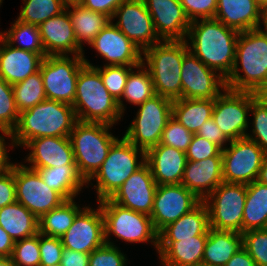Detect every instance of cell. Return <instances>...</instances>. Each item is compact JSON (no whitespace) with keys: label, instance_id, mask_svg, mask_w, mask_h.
I'll return each instance as SVG.
<instances>
[{"label":"cell","instance_id":"1","mask_svg":"<svg viewBox=\"0 0 267 266\" xmlns=\"http://www.w3.org/2000/svg\"><path fill=\"white\" fill-rule=\"evenodd\" d=\"M199 20L190 23L186 39L188 48L203 64L219 71V75L226 80L234 66L240 32L215 18Z\"/></svg>","mask_w":267,"mask_h":266},{"label":"cell","instance_id":"2","mask_svg":"<svg viewBox=\"0 0 267 266\" xmlns=\"http://www.w3.org/2000/svg\"><path fill=\"white\" fill-rule=\"evenodd\" d=\"M225 84L226 88L234 91L256 94L267 86L266 30L260 27L239 33L234 66Z\"/></svg>","mask_w":267,"mask_h":266},{"label":"cell","instance_id":"3","mask_svg":"<svg viewBox=\"0 0 267 266\" xmlns=\"http://www.w3.org/2000/svg\"><path fill=\"white\" fill-rule=\"evenodd\" d=\"M76 122L71 104L46 99L19 114L13 143L24 146L35 138L69 137Z\"/></svg>","mask_w":267,"mask_h":266},{"label":"cell","instance_id":"4","mask_svg":"<svg viewBox=\"0 0 267 266\" xmlns=\"http://www.w3.org/2000/svg\"><path fill=\"white\" fill-rule=\"evenodd\" d=\"M77 121L112 125L123 117L118 101L108 92L100 73L85 65L78 74L72 105Z\"/></svg>","mask_w":267,"mask_h":266},{"label":"cell","instance_id":"5","mask_svg":"<svg viewBox=\"0 0 267 266\" xmlns=\"http://www.w3.org/2000/svg\"><path fill=\"white\" fill-rule=\"evenodd\" d=\"M188 51L186 41L167 40L143 51L142 61L150 72L155 94L172 101L182 98V62Z\"/></svg>","mask_w":267,"mask_h":266},{"label":"cell","instance_id":"6","mask_svg":"<svg viewBox=\"0 0 267 266\" xmlns=\"http://www.w3.org/2000/svg\"><path fill=\"white\" fill-rule=\"evenodd\" d=\"M112 125L77 121L70 141L78 173L87 183L100 169L108 151L118 139L109 133Z\"/></svg>","mask_w":267,"mask_h":266},{"label":"cell","instance_id":"7","mask_svg":"<svg viewBox=\"0 0 267 266\" xmlns=\"http://www.w3.org/2000/svg\"><path fill=\"white\" fill-rule=\"evenodd\" d=\"M144 164L145 151L137 148L123 136L113 143L107 158L87 184L89 185L93 179L96 180V185L93 187L97 191L98 202L109 199Z\"/></svg>","mask_w":267,"mask_h":266},{"label":"cell","instance_id":"8","mask_svg":"<svg viewBox=\"0 0 267 266\" xmlns=\"http://www.w3.org/2000/svg\"><path fill=\"white\" fill-rule=\"evenodd\" d=\"M104 218L105 242L112 245L109 236L125 242H150L158 249V232L149 215L124 208L110 199L98 202ZM109 238V239H108Z\"/></svg>","mask_w":267,"mask_h":266},{"label":"cell","instance_id":"9","mask_svg":"<svg viewBox=\"0 0 267 266\" xmlns=\"http://www.w3.org/2000/svg\"><path fill=\"white\" fill-rule=\"evenodd\" d=\"M171 99L153 95L141 105L124 137L137 148L147 151L160 144L167 121L172 117Z\"/></svg>","mask_w":267,"mask_h":266},{"label":"cell","instance_id":"10","mask_svg":"<svg viewBox=\"0 0 267 266\" xmlns=\"http://www.w3.org/2000/svg\"><path fill=\"white\" fill-rule=\"evenodd\" d=\"M84 56H46L40 73L48 100L73 105L79 71L85 66Z\"/></svg>","mask_w":267,"mask_h":266},{"label":"cell","instance_id":"11","mask_svg":"<svg viewBox=\"0 0 267 266\" xmlns=\"http://www.w3.org/2000/svg\"><path fill=\"white\" fill-rule=\"evenodd\" d=\"M247 185L222 182L203 202L209 212V226L242 234Z\"/></svg>","mask_w":267,"mask_h":266},{"label":"cell","instance_id":"12","mask_svg":"<svg viewBox=\"0 0 267 266\" xmlns=\"http://www.w3.org/2000/svg\"><path fill=\"white\" fill-rule=\"evenodd\" d=\"M265 153L253 140L243 137L222 150L223 181L248 185L257 181Z\"/></svg>","mask_w":267,"mask_h":266},{"label":"cell","instance_id":"13","mask_svg":"<svg viewBox=\"0 0 267 266\" xmlns=\"http://www.w3.org/2000/svg\"><path fill=\"white\" fill-rule=\"evenodd\" d=\"M258 95L225 88L223 93L215 98L212 119L230 141L246 136L249 126L247 115L251 102Z\"/></svg>","mask_w":267,"mask_h":266},{"label":"cell","instance_id":"14","mask_svg":"<svg viewBox=\"0 0 267 266\" xmlns=\"http://www.w3.org/2000/svg\"><path fill=\"white\" fill-rule=\"evenodd\" d=\"M17 202L24 205L38 220L47 212L62 205L66 199L49 188L39 173L23 164H14Z\"/></svg>","mask_w":267,"mask_h":266},{"label":"cell","instance_id":"15","mask_svg":"<svg viewBox=\"0 0 267 266\" xmlns=\"http://www.w3.org/2000/svg\"><path fill=\"white\" fill-rule=\"evenodd\" d=\"M114 18H118L114 25L142 52L162 41L155 30L144 0L122 2L117 7L112 21Z\"/></svg>","mask_w":267,"mask_h":266},{"label":"cell","instance_id":"16","mask_svg":"<svg viewBox=\"0 0 267 266\" xmlns=\"http://www.w3.org/2000/svg\"><path fill=\"white\" fill-rule=\"evenodd\" d=\"M201 200L182 184L158 185L150 215L159 233L168 224L194 209Z\"/></svg>","mask_w":267,"mask_h":266},{"label":"cell","instance_id":"17","mask_svg":"<svg viewBox=\"0 0 267 266\" xmlns=\"http://www.w3.org/2000/svg\"><path fill=\"white\" fill-rule=\"evenodd\" d=\"M181 82L182 98L187 99H215L226 88L225 79L203 64L190 50L183 58Z\"/></svg>","mask_w":267,"mask_h":266},{"label":"cell","instance_id":"18","mask_svg":"<svg viewBox=\"0 0 267 266\" xmlns=\"http://www.w3.org/2000/svg\"><path fill=\"white\" fill-rule=\"evenodd\" d=\"M60 238L64 248L87 254L105 244L104 218L100 205L95 210L83 207Z\"/></svg>","mask_w":267,"mask_h":266},{"label":"cell","instance_id":"19","mask_svg":"<svg viewBox=\"0 0 267 266\" xmlns=\"http://www.w3.org/2000/svg\"><path fill=\"white\" fill-rule=\"evenodd\" d=\"M157 184L145 163L109 199L127 209L151 215Z\"/></svg>","mask_w":267,"mask_h":266},{"label":"cell","instance_id":"20","mask_svg":"<svg viewBox=\"0 0 267 266\" xmlns=\"http://www.w3.org/2000/svg\"><path fill=\"white\" fill-rule=\"evenodd\" d=\"M107 66H138L142 61V51L110 22L89 44Z\"/></svg>","mask_w":267,"mask_h":266},{"label":"cell","instance_id":"21","mask_svg":"<svg viewBox=\"0 0 267 266\" xmlns=\"http://www.w3.org/2000/svg\"><path fill=\"white\" fill-rule=\"evenodd\" d=\"M161 40L186 41L190 20L180 0H144Z\"/></svg>","mask_w":267,"mask_h":266},{"label":"cell","instance_id":"22","mask_svg":"<svg viewBox=\"0 0 267 266\" xmlns=\"http://www.w3.org/2000/svg\"><path fill=\"white\" fill-rule=\"evenodd\" d=\"M38 27L46 56L67 54L84 56V48L77 42L74 28L66 10L44 21Z\"/></svg>","mask_w":267,"mask_h":266},{"label":"cell","instance_id":"23","mask_svg":"<svg viewBox=\"0 0 267 266\" xmlns=\"http://www.w3.org/2000/svg\"><path fill=\"white\" fill-rule=\"evenodd\" d=\"M31 150L25 162L29 168H48L63 165H76L69 137H41L24 145Z\"/></svg>","mask_w":267,"mask_h":266},{"label":"cell","instance_id":"24","mask_svg":"<svg viewBox=\"0 0 267 266\" xmlns=\"http://www.w3.org/2000/svg\"><path fill=\"white\" fill-rule=\"evenodd\" d=\"M145 163L157 185L181 184L187 157L181 150L158 144L145 152Z\"/></svg>","mask_w":267,"mask_h":266},{"label":"cell","instance_id":"25","mask_svg":"<svg viewBox=\"0 0 267 266\" xmlns=\"http://www.w3.org/2000/svg\"><path fill=\"white\" fill-rule=\"evenodd\" d=\"M223 181L222 157H210L200 161H187L181 184L201 201Z\"/></svg>","mask_w":267,"mask_h":266},{"label":"cell","instance_id":"26","mask_svg":"<svg viewBox=\"0 0 267 266\" xmlns=\"http://www.w3.org/2000/svg\"><path fill=\"white\" fill-rule=\"evenodd\" d=\"M46 54H37L22 50L0 40V77L10 85L25 80L29 75L39 71Z\"/></svg>","mask_w":267,"mask_h":266},{"label":"cell","instance_id":"27","mask_svg":"<svg viewBox=\"0 0 267 266\" xmlns=\"http://www.w3.org/2000/svg\"><path fill=\"white\" fill-rule=\"evenodd\" d=\"M214 18L229 28L244 32L260 28L264 23V10L256 0H217Z\"/></svg>","mask_w":267,"mask_h":266},{"label":"cell","instance_id":"28","mask_svg":"<svg viewBox=\"0 0 267 266\" xmlns=\"http://www.w3.org/2000/svg\"><path fill=\"white\" fill-rule=\"evenodd\" d=\"M208 234L179 241H158L159 259L163 266H196L203 260Z\"/></svg>","mask_w":267,"mask_h":266},{"label":"cell","instance_id":"29","mask_svg":"<svg viewBox=\"0 0 267 266\" xmlns=\"http://www.w3.org/2000/svg\"><path fill=\"white\" fill-rule=\"evenodd\" d=\"M209 228V212L206 204L201 201L189 213L164 227L158 233V241H179L208 234Z\"/></svg>","mask_w":267,"mask_h":266},{"label":"cell","instance_id":"30","mask_svg":"<svg viewBox=\"0 0 267 266\" xmlns=\"http://www.w3.org/2000/svg\"><path fill=\"white\" fill-rule=\"evenodd\" d=\"M65 10L70 17L77 42L82 48L83 43L90 44L101 30L112 22L108 15L92 11L78 2L67 3Z\"/></svg>","mask_w":267,"mask_h":266},{"label":"cell","instance_id":"31","mask_svg":"<svg viewBox=\"0 0 267 266\" xmlns=\"http://www.w3.org/2000/svg\"><path fill=\"white\" fill-rule=\"evenodd\" d=\"M243 248V235L234 231L209 228L202 262L224 266L232 256Z\"/></svg>","mask_w":267,"mask_h":266},{"label":"cell","instance_id":"32","mask_svg":"<svg viewBox=\"0 0 267 266\" xmlns=\"http://www.w3.org/2000/svg\"><path fill=\"white\" fill-rule=\"evenodd\" d=\"M0 226L14 241L39 233L38 218L17 201L0 209Z\"/></svg>","mask_w":267,"mask_h":266},{"label":"cell","instance_id":"33","mask_svg":"<svg viewBox=\"0 0 267 266\" xmlns=\"http://www.w3.org/2000/svg\"><path fill=\"white\" fill-rule=\"evenodd\" d=\"M36 170L44 183L60 193L66 200H72L82 190L85 180L78 173L76 165L59 167L31 168Z\"/></svg>","mask_w":267,"mask_h":266},{"label":"cell","instance_id":"34","mask_svg":"<svg viewBox=\"0 0 267 266\" xmlns=\"http://www.w3.org/2000/svg\"><path fill=\"white\" fill-rule=\"evenodd\" d=\"M215 99H187L173 101L172 117L191 133L196 134L204 122L212 118Z\"/></svg>","mask_w":267,"mask_h":266},{"label":"cell","instance_id":"35","mask_svg":"<svg viewBox=\"0 0 267 266\" xmlns=\"http://www.w3.org/2000/svg\"><path fill=\"white\" fill-rule=\"evenodd\" d=\"M267 222V185L254 181L247 185L242 233L264 229Z\"/></svg>","mask_w":267,"mask_h":266},{"label":"cell","instance_id":"36","mask_svg":"<svg viewBox=\"0 0 267 266\" xmlns=\"http://www.w3.org/2000/svg\"><path fill=\"white\" fill-rule=\"evenodd\" d=\"M136 69L138 70L134 71L132 69L130 71L124 92L121 99L118 101L122 115L125 111L123 99L138 106L155 95L153 81L148 68L142 62L140 65L136 66Z\"/></svg>","mask_w":267,"mask_h":266},{"label":"cell","instance_id":"37","mask_svg":"<svg viewBox=\"0 0 267 266\" xmlns=\"http://www.w3.org/2000/svg\"><path fill=\"white\" fill-rule=\"evenodd\" d=\"M82 209L72 200H66L59 207L44 214L39 220V233L50 237H61L72 225Z\"/></svg>","mask_w":267,"mask_h":266},{"label":"cell","instance_id":"38","mask_svg":"<svg viewBox=\"0 0 267 266\" xmlns=\"http://www.w3.org/2000/svg\"><path fill=\"white\" fill-rule=\"evenodd\" d=\"M8 31L2 33V38L15 48L46 54L42 45L39 27L15 20ZM18 45L16 46L15 44Z\"/></svg>","mask_w":267,"mask_h":266},{"label":"cell","instance_id":"39","mask_svg":"<svg viewBox=\"0 0 267 266\" xmlns=\"http://www.w3.org/2000/svg\"><path fill=\"white\" fill-rule=\"evenodd\" d=\"M12 89L19 113L47 99L40 70L22 82L12 85Z\"/></svg>","mask_w":267,"mask_h":266},{"label":"cell","instance_id":"40","mask_svg":"<svg viewBox=\"0 0 267 266\" xmlns=\"http://www.w3.org/2000/svg\"><path fill=\"white\" fill-rule=\"evenodd\" d=\"M24 7L17 20L39 26L44 21L65 10L64 0H23Z\"/></svg>","mask_w":267,"mask_h":266},{"label":"cell","instance_id":"41","mask_svg":"<svg viewBox=\"0 0 267 266\" xmlns=\"http://www.w3.org/2000/svg\"><path fill=\"white\" fill-rule=\"evenodd\" d=\"M84 63L86 65L93 66L100 73L104 86L117 101L121 99L130 71L133 68H136V66L107 65H104V67H98L90 64V62L85 59V56Z\"/></svg>","mask_w":267,"mask_h":266},{"label":"cell","instance_id":"42","mask_svg":"<svg viewBox=\"0 0 267 266\" xmlns=\"http://www.w3.org/2000/svg\"><path fill=\"white\" fill-rule=\"evenodd\" d=\"M250 112L253 115L252 134L245 137L253 140L267 154V103L259 95L251 102Z\"/></svg>","mask_w":267,"mask_h":266},{"label":"cell","instance_id":"43","mask_svg":"<svg viewBox=\"0 0 267 266\" xmlns=\"http://www.w3.org/2000/svg\"><path fill=\"white\" fill-rule=\"evenodd\" d=\"M11 257L16 266H40L39 233L15 241Z\"/></svg>","mask_w":267,"mask_h":266},{"label":"cell","instance_id":"44","mask_svg":"<svg viewBox=\"0 0 267 266\" xmlns=\"http://www.w3.org/2000/svg\"><path fill=\"white\" fill-rule=\"evenodd\" d=\"M12 85L0 77V126L13 131L19 120Z\"/></svg>","mask_w":267,"mask_h":266},{"label":"cell","instance_id":"45","mask_svg":"<svg viewBox=\"0 0 267 266\" xmlns=\"http://www.w3.org/2000/svg\"><path fill=\"white\" fill-rule=\"evenodd\" d=\"M243 247L255 261L256 266H267V231L250 230L242 233Z\"/></svg>","mask_w":267,"mask_h":266},{"label":"cell","instance_id":"46","mask_svg":"<svg viewBox=\"0 0 267 266\" xmlns=\"http://www.w3.org/2000/svg\"><path fill=\"white\" fill-rule=\"evenodd\" d=\"M193 133L171 117L163 130L160 144L171 146L186 152L191 143Z\"/></svg>","mask_w":267,"mask_h":266},{"label":"cell","instance_id":"47","mask_svg":"<svg viewBox=\"0 0 267 266\" xmlns=\"http://www.w3.org/2000/svg\"><path fill=\"white\" fill-rule=\"evenodd\" d=\"M127 257L113 243L103 244L89 255V266H127Z\"/></svg>","mask_w":267,"mask_h":266},{"label":"cell","instance_id":"48","mask_svg":"<svg viewBox=\"0 0 267 266\" xmlns=\"http://www.w3.org/2000/svg\"><path fill=\"white\" fill-rule=\"evenodd\" d=\"M40 266L60 264L63 245L61 238L45 236L39 233Z\"/></svg>","mask_w":267,"mask_h":266},{"label":"cell","instance_id":"49","mask_svg":"<svg viewBox=\"0 0 267 266\" xmlns=\"http://www.w3.org/2000/svg\"><path fill=\"white\" fill-rule=\"evenodd\" d=\"M185 154L187 161H200L210 157H222V149L211 141L194 134Z\"/></svg>","mask_w":267,"mask_h":266},{"label":"cell","instance_id":"50","mask_svg":"<svg viewBox=\"0 0 267 266\" xmlns=\"http://www.w3.org/2000/svg\"><path fill=\"white\" fill-rule=\"evenodd\" d=\"M186 17L191 21L214 18L217 0H180Z\"/></svg>","mask_w":267,"mask_h":266},{"label":"cell","instance_id":"51","mask_svg":"<svg viewBox=\"0 0 267 266\" xmlns=\"http://www.w3.org/2000/svg\"><path fill=\"white\" fill-rule=\"evenodd\" d=\"M16 201V185L14 181L13 165L11 169L0 172V209Z\"/></svg>","mask_w":267,"mask_h":266},{"label":"cell","instance_id":"52","mask_svg":"<svg viewBox=\"0 0 267 266\" xmlns=\"http://www.w3.org/2000/svg\"><path fill=\"white\" fill-rule=\"evenodd\" d=\"M197 135L203 137L206 140L211 141L215 145L219 146L222 150L227 145V142H231L220 130V128L215 124L214 120L211 118L204 122Z\"/></svg>","mask_w":267,"mask_h":266},{"label":"cell","instance_id":"53","mask_svg":"<svg viewBox=\"0 0 267 266\" xmlns=\"http://www.w3.org/2000/svg\"><path fill=\"white\" fill-rule=\"evenodd\" d=\"M126 0H79L78 3L92 11L108 15L111 19L117 7Z\"/></svg>","mask_w":267,"mask_h":266},{"label":"cell","instance_id":"54","mask_svg":"<svg viewBox=\"0 0 267 266\" xmlns=\"http://www.w3.org/2000/svg\"><path fill=\"white\" fill-rule=\"evenodd\" d=\"M89 255L84 252L73 251L64 248L62 253L61 266H89Z\"/></svg>","mask_w":267,"mask_h":266},{"label":"cell","instance_id":"55","mask_svg":"<svg viewBox=\"0 0 267 266\" xmlns=\"http://www.w3.org/2000/svg\"><path fill=\"white\" fill-rule=\"evenodd\" d=\"M0 131L3 133V135H0V172H4L11 169L14 165L9 161L10 159L8 156L9 154L7 153V144L5 143V136L11 139L12 147H15V145L13 143V131L1 126Z\"/></svg>","mask_w":267,"mask_h":266},{"label":"cell","instance_id":"56","mask_svg":"<svg viewBox=\"0 0 267 266\" xmlns=\"http://www.w3.org/2000/svg\"><path fill=\"white\" fill-rule=\"evenodd\" d=\"M224 266H256L255 261L243 247Z\"/></svg>","mask_w":267,"mask_h":266},{"label":"cell","instance_id":"57","mask_svg":"<svg viewBox=\"0 0 267 266\" xmlns=\"http://www.w3.org/2000/svg\"><path fill=\"white\" fill-rule=\"evenodd\" d=\"M14 245V239L0 226V257L11 256Z\"/></svg>","mask_w":267,"mask_h":266},{"label":"cell","instance_id":"58","mask_svg":"<svg viewBox=\"0 0 267 266\" xmlns=\"http://www.w3.org/2000/svg\"><path fill=\"white\" fill-rule=\"evenodd\" d=\"M257 181L261 184L267 185V154H265V157L263 159V163L259 171Z\"/></svg>","mask_w":267,"mask_h":266},{"label":"cell","instance_id":"59","mask_svg":"<svg viewBox=\"0 0 267 266\" xmlns=\"http://www.w3.org/2000/svg\"><path fill=\"white\" fill-rule=\"evenodd\" d=\"M0 266H16L11 256L0 257Z\"/></svg>","mask_w":267,"mask_h":266},{"label":"cell","instance_id":"60","mask_svg":"<svg viewBox=\"0 0 267 266\" xmlns=\"http://www.w3.org/2000/svg\"><path fill=\"white\" fill-rule=\"evenodd\" d=\"M259 96L267 103V86L259 93Z\"/></svg>","mask_w":267,"mask_h":266},{"label":"cell","instance_id":"61","mask_svg":"<svg viewBox=\"0 0 267 266\" xmlns=\"http://www.w3.org/2000/svg\"><path fill=\"white\" fill-rule=\"evenodd\" d=\"M263 10L267 9V0H256Z\"/></svg>","mask_w":267,"mask_h":266},{"label":"cell","instance_id":"62","mask_svg":"<svg viewBox=\"0 0 267 266\" xmlns=\"http://www.w3.org/2000/svg\"><path fill=\"white\" fill-rule=\"evenodd\" d=\"M264 29L267 31V9L264 10Z\"/></svg>","mask_w":267,"mask_h":266},{"label":"cell","instance_id":"63","mask_svg":"<svg viewBox=\"0 0 267 266\" xmlns=\"http://www.w3.org/2000/svg\"><path fill=\"white\" fill-rule=\"evenodd\" d=\"M196 266H217V265H212V264H207V263L201 262V263L197 264Z\"/></svg>","mask_w":267,"mask_h":266},{"label":"cell","instance_id":"64","mask_svg":"<svg viewBox=\"0 0 267 266\" xmlns=\"http://www.w3.org/2000/svg\"><path fill=\"white\" fill-rule=\"evenodd\" d=\"M65 1V3L67 4V3H76V2H78L79 0H64Z\"/></svg>","mask_w":267,"mask_h":266},{"label":"cell","instance_id":"65","mask_svg":"<svg viewBox=\"0 0 267 266\" xmlns=\"http://www.w3.org/2000/svg\"><path fill=\"white\" fill-rule=\"evenodd\" d=\"M264 230H266V231H267V222H266V225H265V227H264Z\"/></svg>","mask_w":267,"mask_h":266},{"label":"cell","instance_id":"66","mask_svg":"<svg viewBox=\"0 0 267 266\" xmlns=\"http://www.w3.org/2000/svg\"><path fill=\"white\" fill-rule=\"evenodd\" d=\"M49 266H61L60 264H56V265H49Z\"/></svg>","mask_w":267,"mask_h":266}]
</instances>
